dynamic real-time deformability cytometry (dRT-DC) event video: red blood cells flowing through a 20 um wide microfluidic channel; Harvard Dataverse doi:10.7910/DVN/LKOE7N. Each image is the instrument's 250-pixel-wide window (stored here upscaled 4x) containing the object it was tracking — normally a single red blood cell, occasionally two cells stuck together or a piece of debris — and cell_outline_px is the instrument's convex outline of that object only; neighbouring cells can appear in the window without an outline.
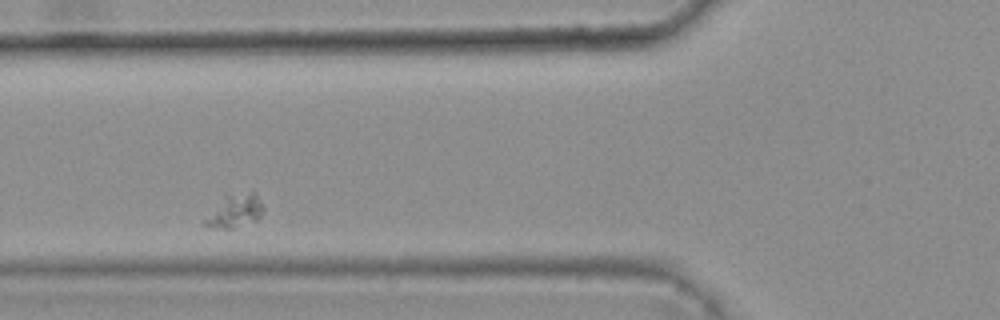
{"species": "common noctule bat (a hibernating species)", "species_latin": "Nyctalus noctula", "temperature_condition": "warm", "stored_images_in_passage": 6, "camera_frame_rate_fps": 3000, "um_per_image_px": 0.085, "animal": {"sex": "female", "body_mass_g": 25.1}, "frame": {"image": 1, "passage_image": 2, "time_ms": 0.333, "image_size_px": [1000, 320], "cell_outline_px": [[264, 208], [260, 216], [256, 220], [232, 228], [212, 228], [204, 224], [204, 220], [224, 192], [256, 192]], "centroid_in_image_um": [19.95, 17.87], "position_along_channel_um": 105.9, "area_um2": 11.56}}
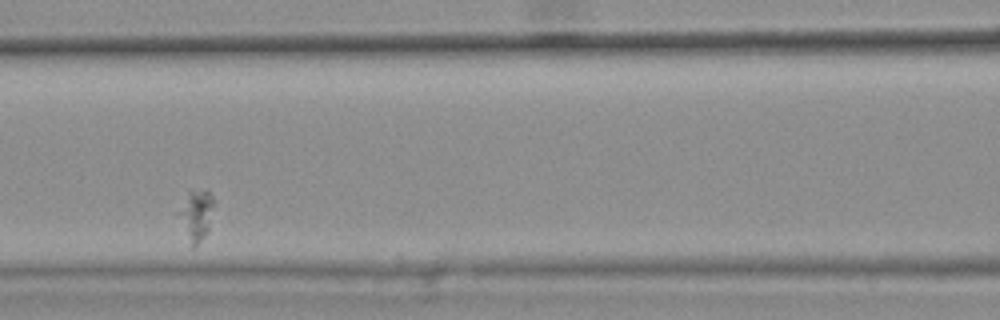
{"frame": {"image": 2, "passage_image": 3, "time_ms": 0.667, "image_size_px": [1000, 320], "cell_outline_px": [[212, 204], [208, 232], [192, 248], [176, 212], [188, 192], [192, 188], [204, 188], [212, 196]], "centroid_in_image_um": [16.63, 18.22], "position_along_channel_um": 150.0, "area_um2": 10.23}}